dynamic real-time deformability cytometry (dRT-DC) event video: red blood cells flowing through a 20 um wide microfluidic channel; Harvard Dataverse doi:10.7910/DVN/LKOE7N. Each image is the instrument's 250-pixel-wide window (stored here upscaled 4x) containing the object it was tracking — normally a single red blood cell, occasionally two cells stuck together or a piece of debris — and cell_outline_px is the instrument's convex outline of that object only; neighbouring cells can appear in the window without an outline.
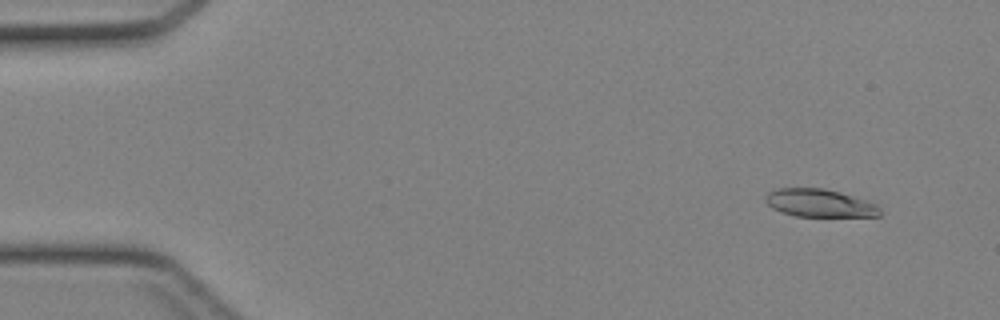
{"species": "Egyptian fruit bat (a non-hibernating species)", "species_latin": "Rousettus aegyptiacus", "temperature_condition": "cold", "stored_images_in_passage": 44, "camera_frame_rate_fps": 3000, "um_per_image_px": 0.085, "animal": {"sex": "female"}, "frame": {"image": 1, "passage_image": 4, "time_ms": 1.0, "image_size_px": [1000, 320], "cell_outline_px": [[880, 216], [796, 216], [772, 208], [764, 200], [764, 196], [768, 192], [776, 188], [824, 188], [840, 192], [876, 204], [880, 208]], "centroid_in_image_um": [69.63, 17.25], "position_along_channel_um": 15.4, "area_um2": 18.44}}
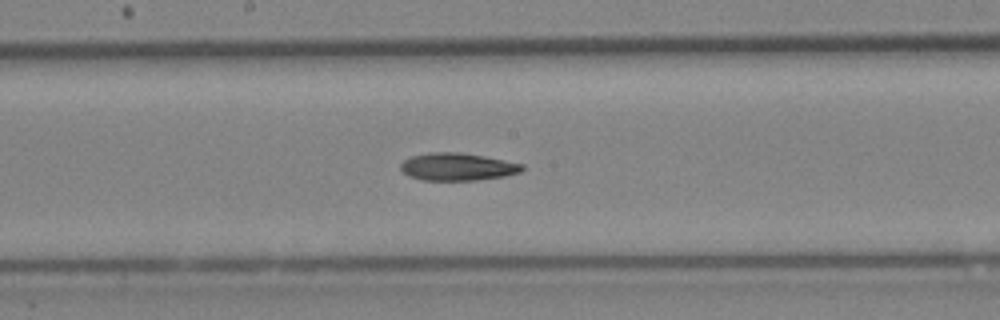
{"frame": {"image": 2, "passage_image": 24, "time_ms": 7.667, "image_size_px": [1000, 320], "cell_outline_px": [[524, 168], [520, 172], [504, 176], [476, 180], [420, 180], [408, 176], [400, 168], [400, 164], [404, 160], [412, 156], [432, 152], [460, 152], [484, 156], [524, 164]], "centroid_in_image_um": [38.87, 14.17], "position_along_channel_um": 209.3, "area_um2": 19.48}}
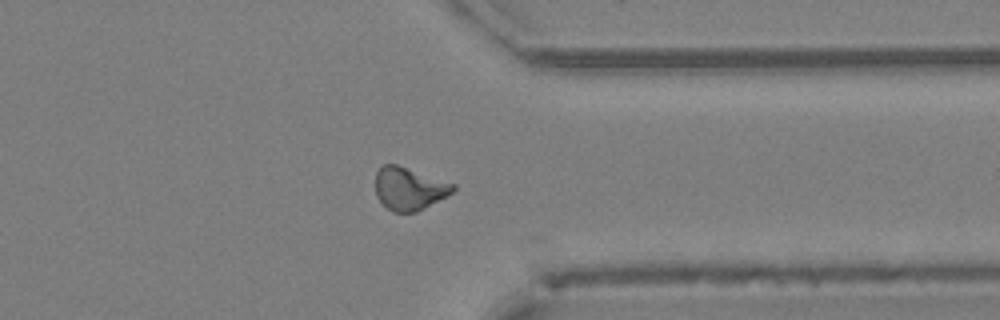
{"frame": {"image": 3, "passage_image": 35, "time_ms": 11.333, "image_size_px": [1000, 320], "cell_outline_px": [[456, 188], [448, 196], [416, 212], [392, 212], [376, 196], [376, 172], [384, 164], [396, 164], [456, 184]], "centroid_in_image_um": [34.8, 16.03], "position_along_channel_um": 376.6, "area_um2": 19.25}}